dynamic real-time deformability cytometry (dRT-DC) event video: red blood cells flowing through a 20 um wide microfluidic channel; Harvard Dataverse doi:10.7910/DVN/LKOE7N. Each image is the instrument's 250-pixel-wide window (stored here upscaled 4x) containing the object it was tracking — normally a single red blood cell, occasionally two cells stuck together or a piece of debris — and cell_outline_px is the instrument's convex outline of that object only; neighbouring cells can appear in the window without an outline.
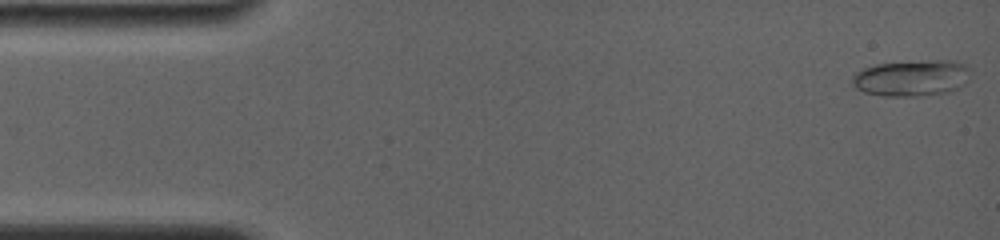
{"species": "common noctule bat (a hibernating species)", "species_latin": "Nyctalus noctula", "temperature_condition": "room temperature", "stored_images_in_passage": 33, "camera_frame_rate_fps": 4000, "um_per_image_px": 0.085, "animal": {"sex": "female", "body_mass_g": 19.0, "forearm_length_mm": 56.7}, "frame": {"image": 1, "passage_image": 1, "time_ms": 0.0, "image_size_px": [1000, 240], "cell_outline_px": [[972, 68], [968, 80], [964, 84], [948, 92], [916, 96], [884, 96], [864, 92], [856, 88], [852, 84], [852, 76], [856, 72], [864, 68], [876, 64], [928, 60], [956, 60]], "centroid_in_image_um": [77.52, 6.62], "position_along_channel_um": 7.5, "area_um2": 25.14}}
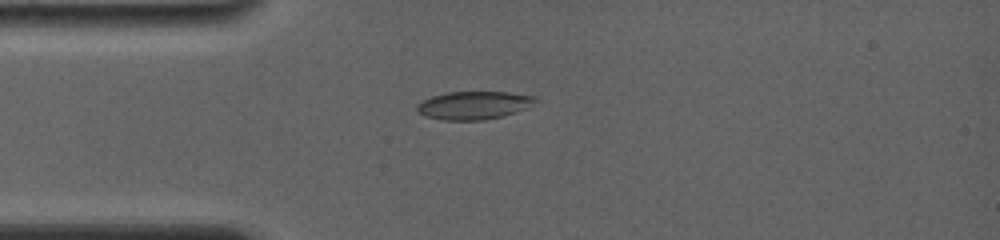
{"frame": {"image": 2, "passage_image": 28, "time_ms": 3.75, "image_size_px": [1000, 240], "cell_outline_px": [[536, 100], [528, 108], [504, 116], [484, 120], [444, 120], [424, 116], [416, 108], [416, 104], [432, 96], [448, 92], [508, 92], [536, 96]], "centroid_in_image_um": [40.29, 8.95], "position_along_channel_um": 44.7, "area_um2": 19.36}}
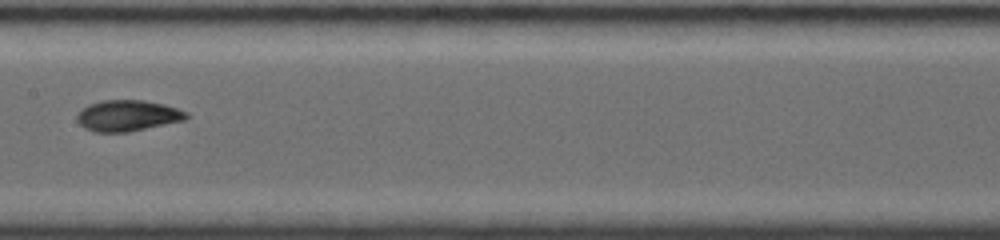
{"frame": {"image": 3, "passage_image": 33, "time_ms": 8.0, "image_size_px": [1000, 240], "cell_outline_px": [[188, 116], [184, 120], [128, 132], [96, 132], [84, 128], [76, 120], [76, 116], [88, 104], [100, 100], [144, 100], [164, 104], [188, 112]], "centroid_in_image_um": [10.83, 9.82], "position_along_channel_um": 196.6, "area_um2": 19.71}}